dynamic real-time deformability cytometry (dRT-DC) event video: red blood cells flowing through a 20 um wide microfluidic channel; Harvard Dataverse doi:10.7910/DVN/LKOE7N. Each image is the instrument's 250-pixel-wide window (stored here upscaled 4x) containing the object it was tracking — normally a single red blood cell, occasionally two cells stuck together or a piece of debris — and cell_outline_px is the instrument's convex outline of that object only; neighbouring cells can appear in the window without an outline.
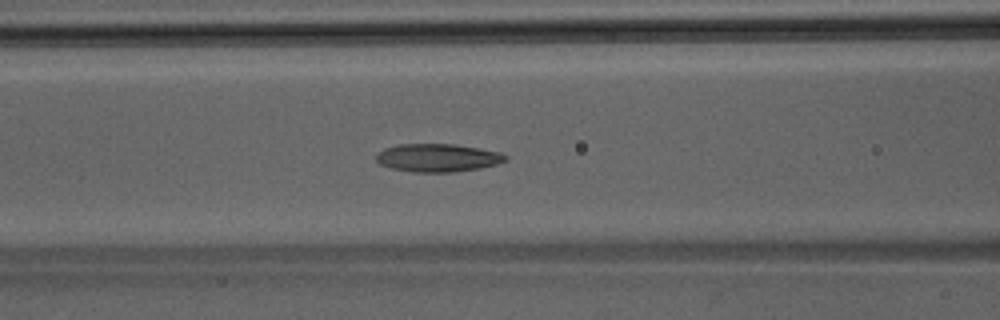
{"species": "Egyptian fruit bat (a non-hibernating species)", "species_latin": "Rousettus aegyptiacus", "temperature_condition": "room temperature", "stored_images_in_passage": 38, "camera_frame_rate_fps": 3000, "um_per_image_px": 0.085, "animal": {"sex": "male"}, "frame": {"image": 1, "passage_image": 17, "time_ms": 5.333, "image_size_px": [1000, 320], "cell_outline_px": [[508, 160], [496, 164], [480, 168], [452, 172], [412, 172], [388, 168], [380, 164], [376, 160], [376, 152], [384, 148], [400, 144], [452, 144], [500, 152], [508, 156]], "centroid_in_image_um": [37.16, 13.42], "position_along_channel_um": 129.4, "area_um2": 21.21}}
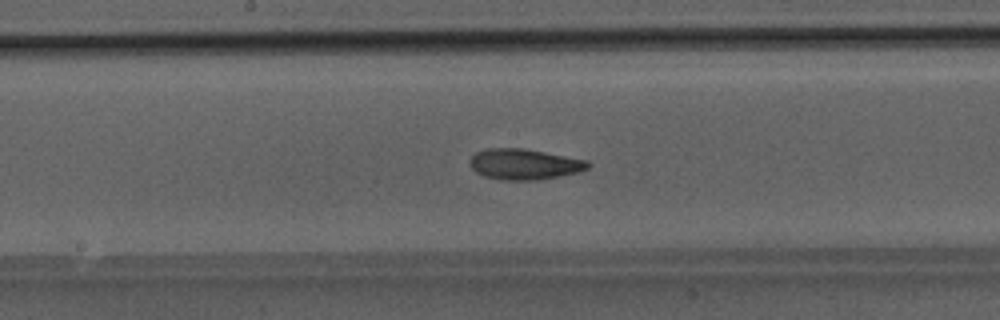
{"frame": {"image": 2, "passage_image": 22, "time_ms": 7.0, "image_size_px": [1000, 320], "cell_outline_px": [[592, 164], [588, 168], [576, 172], [560, 176], [540, 180], [500, 180], [484, 176], [476, 172], [468, 164], [468, 160], [476, 152], [488, 148], [524, 148], [588, 160]], "centroid_in_image_um": [44.55, 13.96], "position_along_channel_um": 203.7, "area_um2": 21.33}}
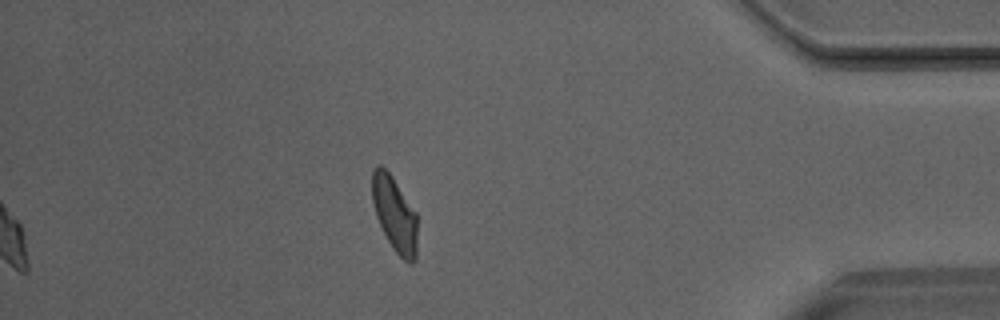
{"frame": {"image": 3, "passage_image": 38, "time_ms": 12.333, "image_size_px": [1000, 320], "cell_outline_px": [[416, 260], [412, 264], [404, 260], [392, 248], [376, 216], [372, 204], [372, 168], [376, 164], [380, 164], [392, 176], [416, 212]], "centroid_in_image_um": [33.52, 18.17], "position_along_channel_um": 401.7, "area_um2": 19.71}}